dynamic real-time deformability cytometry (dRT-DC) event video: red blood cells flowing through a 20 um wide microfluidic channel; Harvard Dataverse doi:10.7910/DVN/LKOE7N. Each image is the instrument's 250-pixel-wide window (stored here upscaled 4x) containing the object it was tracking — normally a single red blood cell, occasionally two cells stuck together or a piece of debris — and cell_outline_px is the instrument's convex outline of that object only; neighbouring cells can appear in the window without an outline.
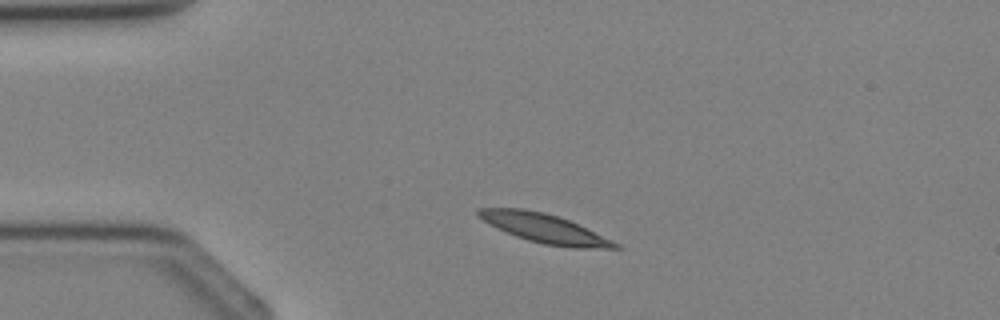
{"species": "Egyptian fruit bat (a non-hibernating species)", "species_latin": "Rousettus aegyptiacus", "temperature_condition": "cold", "stored_images_in_passage": 2, "camera_frame_rate_fps": 3000, "um_per_image_px": 0.085, "animal": {"sex": "female"}, "frame": {"image": 1, "passage_image": 1, "time_ms": 0.0, "image_size_px": [1000, 320], "cell_outline_px": [[620, 248], [572, 248], [544, 244], [528, 240], [516, 236], [496, 228], [488, 224], [476, 216], [476, 212], [480, 208], [524, 208], [544, 212], [568, 220], [620, 244]], "centroid_in_image_um": [46.21, 19.4], "position_along_channel_um": 38.8, "area_um2": 22.89}}
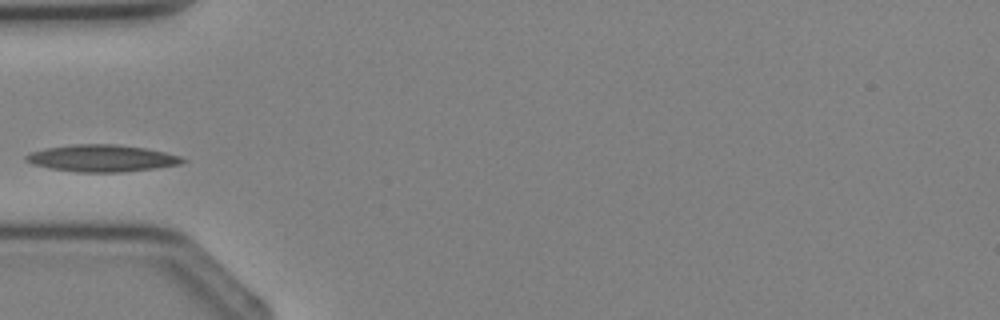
{"frame": {"image": 2, "passage_image": 2, "time_ms": 1.333, "image_size_px": [1000, 320], "cell_outline_px": [[188, 160], [180, 164], [156, 168], [120, 172], [80, 172], [48, 168], [32, 164], [24, 160], [24, 156], [28, 152], [44, 148], [72, 144], [116, 144], [144, 148], [164, 152], [180, 156]], "centroid_in_image_um": [8.6, 13.44], "position_along_channel_um": 76.4, "area_um2": 24.68}}